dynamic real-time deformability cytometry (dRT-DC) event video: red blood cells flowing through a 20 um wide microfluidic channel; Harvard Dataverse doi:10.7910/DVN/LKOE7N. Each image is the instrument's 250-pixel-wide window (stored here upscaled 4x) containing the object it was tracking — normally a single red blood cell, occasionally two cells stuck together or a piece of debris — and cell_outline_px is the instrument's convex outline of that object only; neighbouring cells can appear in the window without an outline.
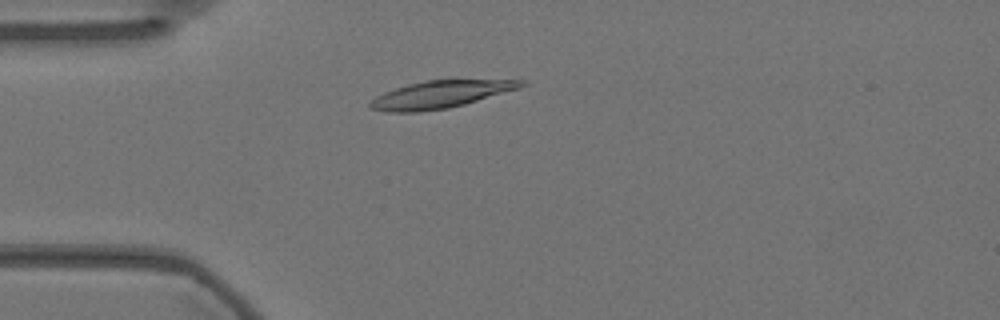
{"species": "Egyptian fruit bat (a non-hibernating species)", "species_latin": "Rousettus aegyptiacus", "temperature_condition": "warm", "stored_images_in_passage": 21, "camera_frame_rate_fps": 3000, "um_per_image_px": 0.085, "animal": {"sex": "female"}, "frame": {"image": 1, "passage_image": 12, "time_ms": 3.667, "image_size_px": [1000, 320], "cell_outline_px": [[528, 84], [520, 88], [464, 104], [448, 108], [420, 112], [384, 112], [368, 108], [368, 104], [376, 96], [384, 92], [408, 84], [428, 80], [452, 76], [456, 76], [528, 80]], "centroid_in_image_um": [37.57, 7.95], "position_along_channel_um": 47.4, "area_um2": 25.55}}
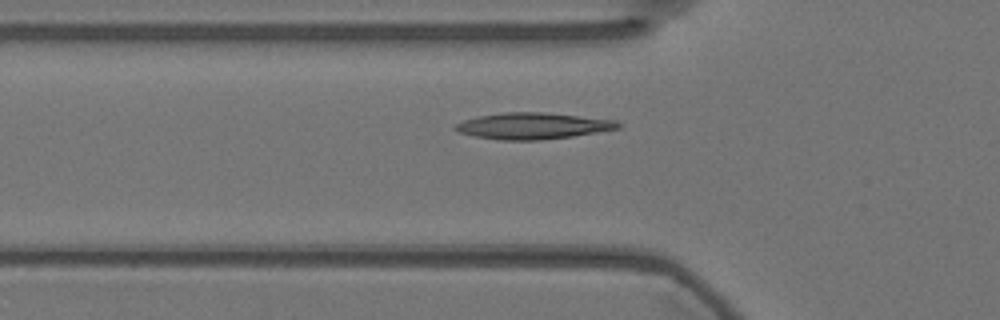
{"frame": {"image": 2, "passage_image": 16, "time_ms": 5.0, "image_size_px": [1000, 320], "cell_outline_px": [[624, 124], [620, 128], [572, 136], [540, 140], [500, 140], [476, 136], [460, 132], [452, 128], [456, 124], [464, 120], [480, 116], [504, 112], [544, 112], [616, 120]], "centroid_in_image_um": [45.33, 10.7], "position_along_channel_um": 80.5, "area_um2": 24.85}}
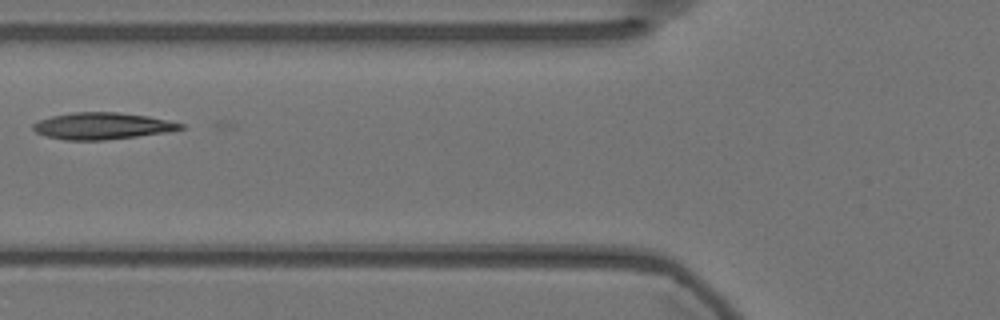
{"frame": {"image": 3, "passage_image": 19, "time_ms": 6.0, "image_size_px": [1000, 320], "cell_outline_px": [[184, 128], [168, 132], [104, 140], [64, 140], [48, 136], [36, 132], [32, 128], [32, 124], [40, 120], [52, 116], [72, 112], [116, 112], [148, 116], [184, 124]], "centroid_in_image_um": [8.68, 10.7], "position_along_channel_um": 117.1, "area_um2": 22.77}}